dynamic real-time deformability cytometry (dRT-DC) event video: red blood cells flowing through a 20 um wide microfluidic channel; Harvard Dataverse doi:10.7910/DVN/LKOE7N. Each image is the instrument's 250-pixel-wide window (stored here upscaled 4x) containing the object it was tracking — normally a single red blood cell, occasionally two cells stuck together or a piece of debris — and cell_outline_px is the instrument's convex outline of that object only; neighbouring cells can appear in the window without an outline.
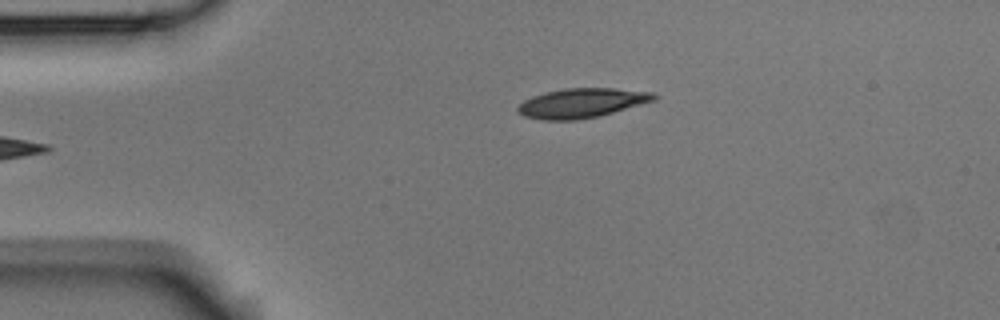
{"species": "Egyptian fruit bat (a non-hibernating species)", "species_latin": "Rousettus aegyptiacus", "temperature_condition": "room temperature", "stored_images_in_passage": 2, "camera_frame_rate_fps": 3000, "um_per_image_px": 0.085, "animal": {"sex": "male"}, "frame": {"image": 1, "passage_image": 2, "time_ms": 0.333, "image_size_px": [1000, 320], "cell_outline_px": [[660, 96], [656, 100], [612, 112], [596, 116], [576, 120], [544, 120], [524, 116], [516, 108], [524, 100], [532, 96], [544, 92], [564, 88], [612, 88], [652, 92]], "centroid_in_image_um": [49.45, 8.74], "position_along_channel_um": 35.6, "area_um2": 23.24}}